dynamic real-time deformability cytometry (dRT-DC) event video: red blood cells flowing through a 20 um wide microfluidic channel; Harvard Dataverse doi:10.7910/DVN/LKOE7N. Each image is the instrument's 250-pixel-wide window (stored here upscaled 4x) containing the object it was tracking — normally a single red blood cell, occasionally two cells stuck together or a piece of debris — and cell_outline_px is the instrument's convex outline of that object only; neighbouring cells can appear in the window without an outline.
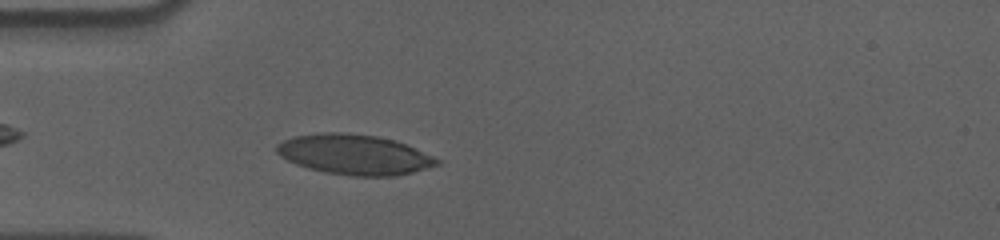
{"species": "human", "species_latin": "Homo sapiens", "temperature_condition": "cold", "stored_images_in_passage": 49, "camera_frame_rate_fps": 3000, "um_per_image_px": 0.085, "donor": {"sex": "male"}, "frame": {"image": 1, "passage_image": 13, "time_ms": 4.0, "image_size_px": [1000, 240], "cell_outline_px": [[440, 164], [412, 172], [396, 176], [352, 176], [324, 172], [308, 168], [296, 164], [280, 156], [276, 152], [276, 144], [292, 136], [324, 132], [348, 132], [376, 136], [392, 140], [404, 144], [432, 156], [440, 160]], "centroid_in_image_um": [30.07, 13.13], "position_along_channel_um": 54.9, "area_um2": 37.34}}
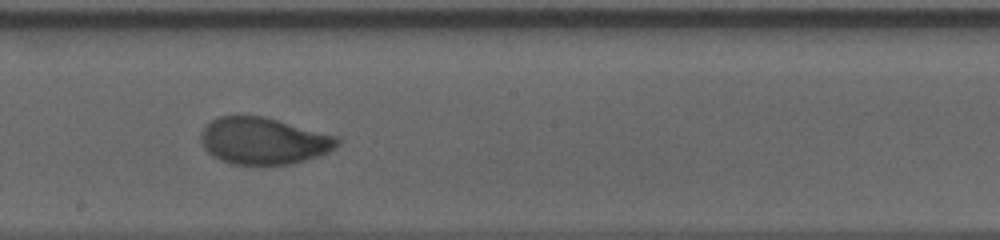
{"frame": {"image": 2, "passage_image": 28, "time_ms": 9.0, "image_size_px": [1000, 240], "cell_outline_px": [[340, 144], [336, 148], [328, 152], [292, 164], [232, 164], [220, 160], [212, 156], [204, 148], [200, 140], [200, 132], [212, 120], [220, 116], [264, 116], [340, 136]], "centroid_in_image_um": [22.43, 11.97], "position_along_channel_um": 225.8, "area_um2": 37.4}}
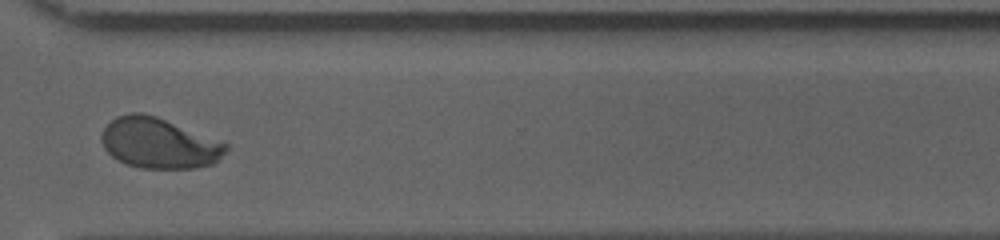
{"frame": {"image": 3, "passage_image": 39, "time_ms": 12.667, "image_size_px": [1000, 240], "cell_outline_px": [[228, 148], [212, 164], [192, 168], [140, 168], [116, 160], [104, 148], [100, 140], [100, 136], [104, 128], [116, 116], [132, 112], [140, 112], [156, 116], [228, 144]], "centroid_in_image_um": [13.45, 12.16], "position_along_channel_um": 357.1, "area_um2": 36.24}, "authors_computed_cell_mechanics": {"area_um2": 36.8764, "velocity_mm_per_s": 3.5738, "shape_relaxation_time_tau1_ms": 4.8475, "shape_relaxation_time_tau2_ms": null, "deformation_change_tau1": 0.1713, "deformation_change_tau2": null}}